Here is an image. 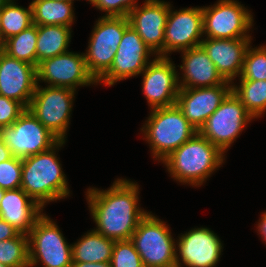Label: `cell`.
Masks as SVG:
<instances>
[{
  "mask_svg": "<svg viewBox=\"0 0 266 267\" xmlns=\"http://www.w3.org/2000/svg\"><path fill=\"white\" fill-rule=\"evenodd\" d=\"M71 27L61 25H38L36 56L40 62L68 52L71 41Z\"/></svg>",
  "mask_w": 266,
  "mask_h": 267,
  "instance_id": "23",
  "label": "cell"
},
{
  "mask_svg": "<svg viewBox=\"0 0 266 267\" xmlns=\"http://www.w3.org/2000/svg\"><path fill=\"white\" fill-rule=\"evenodd\" d=\"M76 91L38 83L28 109L60 141H66Z\"/></svg>",
  "mask_w": 266,
  "mask_h": 267,
  "instance_id": "6",
  "label": "cell"
},
{
  "mask_svg": "<svg viewBox=\"0 0 266 267\" xmlns=\"http://www.w3.org/2000/svg\"><path fill=\"white\" fill-rule=\"evenodd\" d=\"M3 138L12 155L21 159L47 151L60 141L28 108L10 126L3 127Z\"/></svg>",
  "mask_w": 266,
  "mask_h": 267,
  "instance_id": "11",
  "label": "cell"
},
{
  "mask_svg": "<svg viewBox=\"0 0 266 267\" xmlns=\"http://www.w3.org/2000/svg\"><path fill=\"white\" fill-rule=\"evenodd\" d=\"M0 267H8V266H6V265L0 263Z\"/></svg>",
  "mask_w": 266,
  "mask_h": 267,
  "instance_id": "42",
  "label": "cell"
},
{
  "mask_svg": "<svg viewBox=\"0 0 266 267\" xmlns=\"http://www.w3.org/2000/svg\"><path fill=\"white\" fill-rule=\"evenodd\" d=\"M224 153L198 132L162 163L170 176L182 184L201 186L223 164Z\"/></svg>",
  "mask_w": 266,
  "mask_h": 267,
  "instance_id": "3",
  "label": "cell"
},
{
  "mask_svg": "<svg viewBox=\"0 0 266 267\" xmlns=\"http://www.w3.org/2000/svg\"><path fill=\"white\" fill-rule=\"evenodd\" d=\"M5 191H6L5 189L0 188V203H1V200L3 199V197H4Z\"/></svg>",
  "mask_w": 266,
  "mask_h": 267,
  "instance_id": "40",
  "label": "cell"
},
{
  "mask_svg": "<svg viewBox=\"0 0 266 267\" xmlns=\"http://www.w3.org/2000/svg\"><path fill=\"white\" fill-rule=\"evenodd\" d=\"M240 80H266V45L248 47Z\"/></svg>",
  "mask_w": 266,
  "mask_h": 267,
  "instance_id": "30",
  "label": "cell"
},
{
  "mask_svg": "<svg viewBox=\"0 0 266 267\" xmlns=\"http://www.w3.org/2000/svg\"><path fill=\"white\" fill-rule=\"evenodd\" d=\"M96 22L84 56L89 73L98 81L110 69L130 24L127 17L102 16Z\"/></svg>",
  "mask_w": 266,
  "mask_h": 267,
  "instance_id": "8",
  "label": "cell"
},
{
  "mask_svg": "<svg viewBox=\"0 0 266 267\" xmlns=\"http://www.w3.org/2000/svg\"><path fill=\"white\" fill-rule=\"evenodd\" d=\"M100 9L106 12V17H127L129 12L136 8L138 3L136 0H87Z\"/></svg>",
  "mask_w": 266,
  "mask_h": 267,
  "instance_id": "33",
  "label": "cell"
},
{
  "mask_svg": "<svg viewBox=\"0 0 266 267\" xmlns=\"http://www.w3.org/2000/svg\"><path fill=\"white\" fill-rule=\"evenodd\" d=\"M147 118L141 130L153 159L161 162L198 132L177 105L151 109Z\"/></svg>",
  "mask_w": 266,
  "mask_h": 267,
  "instance_id": "4",
  "label": "cell"
},
{
  "mask_svg": "<svg viewBox=\"0 0 266 267\" xmlns=\"http://www.w3.org/2000/svg\"><path fill=\"white\" fill-rule=\"evenodd\" d=\"M177 243L176 267H215L223 250L220 238L206 227L185 232Z\"/></svg>",
  "mask_w": 266,
  "mask_h": 267,
  "instance_id": "16",
  "label": "cell"
},
{
  "mask_svg": "<svg viewBox=\"0 0 266 267\" xmlns=\"http://www.w3.org/2000/svg\"><path fill=\"white\" fill-rule=\"evenodd\" d=\"M36 85V67L10 57L0 48V95L28 108Z\"/></svg>",
  "mask_w": 266,
  "mask_h": 267,
  "instance_id": "19",
  "label": "cell"
},
{
  "mask_svg": "<svg viewBox=\"0 0 266 267\" xmlns=\"http://www.w3.org/2000/svg\"><path fill=\"white\" fill-rule=\"evenodd\" d=\"M130 241L144 267H176V244L166 222L147 213L131 235Z\"/></svg>",
  "mask_w": 266,
  "mask_h": 267,
  "instance_id": "5",
  "label": "cell"
},
{
  "mask_svg": "<svg viewBox=\"0 0 266 267\" xmlns=\"http://www.w3.org/2000/svg\"><path fill=\"white\" fill-rule=\"evenodd\" d=\"M252 119V115L231 91L198 133L225 154Z\"/></svg>",
  "mask_w": 266,
  "mask_h": 267,
  "instance_id": "9",
  "label": "cell"
},
{
  "mask_svg": "<svg viewBox=\"0 0 266 267\" xmlns=\"http://www.w3.org/2000/svg\"><path fill=\"white\" fill-rule=\"evenodd\" d=\"M20 233L16 229L8 224L4 219L0 218V241L9 240L15 238Z\"/></svg>",
  "mask_w": 266,
  "mask_h": 267,
  "instance_id": "35",
  "label": "cell"
},
{
  "mask_svg": "<svg viewBox=\"0 0 266 267\" xmlns=\"http://www.w3.org/2000/svg\"><path fill=\"white\" fill-rule=\"evenodd\" d=\"M3 139H4V138H3V127L0 126V143H3V142H4Z\"/></svg>",
  "mask_w": 266,
  "mask_h": 267,
  "instance_id": "39",
  "label": "cell"
},
{
  "mask_svg": "<svg viewBox=\"0 0 266 267\" xmlns=\"http://www.w3.org/2000/svg\"><path fill=\"white\" fill-rule=\"evenodd\" d=\"M110 263L112 267H144L130 240L115 241Z\"/></svg>",
  "mask_w": 266,
  "mask_h": 267,
  "instance_id": "31",
  "label": "cell"
},
{
  "mask_svg": "<svg viewBox=\"0 0 266 267\" xmlns=\"http://www.w3.org/2000/svg\"><path fill=\"white\" fill-rule=\"evenodd\" d=\"M202 13L206 38H252L248 33L253 26V15L240 2L219 0L211 7H202Z\"/></svg>",
  "mask_w": 266,
  "mask_h": 267,
  "instance_id": "10",
  "label": "cell"
},
{
  "mask_svg": "<svg viewBox=\"0 0 266 267\" xmlns=\"http://www.w3.org/2000/svg\"><path fill=\"white\" fill-rule=\"evenodd\" d=\"M42 211L43 208L21 188L6 190L0 203V218L24 235H29Z\"/></svg>",
  "mask_w": 266,
  "mask_h": 267,
  "instance_id": "22",
  "label": "cell"
},
{
  "mask_svg": "<svg viewBox=\"0 0 266 267\" xmlns=\"http://www.w3.org/2000/svg\"><path fill=\"white\" fill-rule=\"evenodd\" d=\"M71 267H112L110 262H72Z\"/></svg>",
  "mask_w": 266,
  "mask_h": 267,
  "instance_id": "36",
  "label": "cell"
},
{
  "mask_svg": "<svg viewBox=\"0 0 266 267\" xmlns=\"http://www.w3.org/2000/svg\"><path fill=\"white\" fill-rule=\"evenodd\" d=\"M85 53L66 52L40 62L36 68L37 83L65 87L76 91L78 86L98 84L89 73Z\"/></svg>",
  "mask_w": 266,
  "mask_h": 267,
  "instance_id": "12",
  "label": "cell"
},
{
  "mask_svg": "<svg viewBox=\"0 0 266 267\" xmlns=\"http://www.w3.org/2000/svg\"><path fill=\"white\" fill-rule=\"evenodd\" d=\"M170 3L161 0H145L129 12L127 18L149 49L158 57H164V35Z\"/></svg>",
  "mask_w": 266,
  "mask_h": 267,
  "instance_id": "17",
  "label": "cell"
},
{
  "mask_svg": "<svg viewBox=\"0 0 266 267\" xmlns=\"http://www.w3.org/2000/svg\"><path fill=\"white\" fill-rule=\"evenodd\" d=\"M181 53L183 63L180 68L184 73L182 80H178L180 88L213 87L225 82L201 45Z\"/></svg>",
  "mask_w": 266,
  "mask_h": 267,
  "instance_id": "21",
  "label": "cell"
},
{
  "mask_svg": "<svg viewBox=\"0 0 266 267\" xmlns=\"http://www.w3.org/2000/svg\"><path fill=\"white\" fill-rule=\"evenodd\" d=\"M73 1L33 0L30 3L33 24L72 27L75 19Z\"/></svg>",
  "mask_w": 266,
  "mask_h": 267,
  "instance_id": "25",
  "label": "cell"
},
{
  "mask_svg": "<svg viewBox=\"0 0 266 267\" xmlns=\"http://www.w3.org/2000/svg\"><path fill=\"white\" fill-rule=\"evenodd\" d=\"M26 109L22 103L0 95V126H10Z\"/></svg>",
  "mask_w": 266,
  "mask_h": 267,
  "instance_id": "34",
  "label": "cell"
},
{
  "mask_svg": "<svg viewBox=\"0 0 266 267\" xmlns=\"http://www.w3.org/2000/svg\"><path fill=\"white\" fill-rule=\"evenodd\" d=\"M231 86V82L225 81L213 87L180 88L176 105L190 124L199 131L231 92Z\"/></svg>",
  "mask_w": 266,
  "mask_h": 267,
  "instance_id": "18",
  "label": "cell"
},
{
  "mask_svg": "<svg viewBox=\"0 0 266 267\" xmlns=\"http://www.w3.org/2000/svg\"><path fill=\"white\" fill-rule=\"evenodd\" d=\"M115 240L106 238L95 230L84 234L72 244L73 262H110Z\"/></svg>",
  "mask_w": 266,
  "mask_h": 267,
  "instance_id": "24",
  "label": "cell"
},
{
  "mask_svg": "<svg viewBox=\"0 0 266 267\" xmlns=\"http://www.w3.org/2000/svg\"><path fill=\"white\" fill-rule=\"evenodd\" d=\"M0 263L8 267H29V238L17 237L0 241Z\"/></svg>",
  "mask_w": 266,
  "mask_h": 267,
  "instance_id": "29",
  "label": "cell"
},
{
  "mask_svg": "<svg viewBox=\"0 0 266 267\" xmlns=\"http://www.w3.org/2000/svg\"><path fill=\"white\" fill-rule=\"evenodd\" d=\"M232 83L231 91L242 102L253 118L261 117L266 111V80H239Z\"/></svg>",
  "mask_w": 266,
  "mask_h": 267,
  "instance_id": "28",
  "label": "cell"
},
{
  "mask_svg": "<svg viewBox=\"0 0 266 267\" xmlns=\"http://www.w3.org/2000/svg\"><path fill=\"white\" fill-rule=\"evenodd\" d=\"M12 157H13L12 152L7 147V145L4 142L0 143V163L3 161H6Z\"/></svg>",
  "mask_w": 266,
  "mask_h": 267,
  "instance_id": "38",
  "label": "cell"
},
{
  "mask_svg": "<svg viewBox=\"0 0 266 267\" xmlns=\"http://www.w3.org/2000/svg\"><path fill=\"white\" fill-rule=\"evenodd\" d=\"M203 35L202 7L173 11L170 4L164 35V57L171 52L200 46Z\"/></svg>",
  "mask_w": 266,
  "mask_h": 267,
  "instance_id": "15",
  "label": "cell"
},
{
  "mask_svg": "<svg viewBox=\"0 0 266 267\" xmlns=\"http://www.w3.org/2000/svg\"><path fill=\"white\" fill-rule=\"evenodd\" d=\"M139 185L116 179L108 190L89 188L86 193L94 230L115 241L130 240L141 219L148 213L139 207Z\"/></svg>",
  "mask_w": 266,
  "mask_h": 267,
  "instance_id": "1",
  "label": "cell"
},
{
  "mask_svg": "<svg viewBox=\"0 0 266 267\" xmlns=\"http://www.w3.org/2000/svg\"><path fill=\"white\" fill-rule=\"evenodd\" d=\"M65 144L59 141L47 151L22 159L21 189L40 207L69 196L68 181L56 155Z\"/></svg>",
  "mask_w": 266,
  "mask_h": 267,
  "instance_id": "2",
  "label": "cell"
},
{
  "mask_svg": "<svg viewBox=\"0 0 266 267\" xmlns=\"http://www.w3.org/2000/svg\"><path fill=\"white\" fill-rule=\"evenodd\" d=\"M250 44L251 38H206L201 42V46L215 64L218 73L225 81L231 83L242 73L245 54Z\"/></svg>",
  "mask_w": 266,
  "mask_h": 267,
  "instance_id": "20",
  "label": "cell"
},
{
  "mask_svg": "<svg viewBox=\"0 0 266 267\" xmlns=\"http://www.w3.org/2000/svg\"><path fill=\"white\" fill-rule=\"evenodd\" d=\"M15 0H9L1 9L0 18V45L9 37L33 25L32 7L16 5Z\"/></svg>",
  "mask_w": 266,
  "mask_h": 267,
  "instance_id": "26",
  "label": "cell"
},
{
  "mask_svg": "<svg viewBox=\"0 0 266 267\" xmlns=\"http://www.w3.org/2000/svg\"><path fill=\"white\" fill-rule=\"evenodd\" d=\"M153 54L138 33L129 26L124 31L110 69L97 83L113 86L117 81L141 74Z\"/></svg>",
  "mask_w": 266,
  "mask_h": 267,
  "instance_id": "13",
  "label": "cell"
},
{
  "mask_svg": "<svg viewBox=\"0 0 266 267\" xmlns=\"http://www.w3.org/2000/svg\"><path fill=\"white\" fill-rule=\"evenodd\" d=\"M22 159L12 157L0 163V188L15 190L21 188Z\"/></svg>",
  "mask_w": 266,
  "mask_h": 267,
  "instance_id": "32",
  "label": "cell"
},
{
  "mask_svg": "<svg viewBox=\"0 0 266 267\" xmlns=\"http://www.w3.org/2000/svg\"><path fill=\"white\" fill-rule=\"evenodd\" d=\"M37 25L33 24L19 34L9 37L0 48L10 57L27 62L37 68Z\"/></svg>",
  "mask_w": 266,
  "mask_h": 267,
  "instance_id": "27",
  "label": "cell"
},
{
  "mask_svg": "<svg viewBox=\"0 0 266 267\" xmlns=\"http://www.w3.org/2000/svg\"><path fill=\"white\" fill-rule=\"evenodd\" d=\"M9 0H0V10L5 6Z\"/></svg>",
  "mask_w": 266,
  "mask_h": 267,
  "instance_id": "41",
  "label": "cell"
},
{
  "mask_svg": "<svg viewBox=\"0 0 266 267\" xmlns=\"http://www.w3.org/2000/svg\"><path fill=\"white\" fill-rule=\"evenodd\" d=\"M142 71V91L150 109L176 105L180 79L170 57L155 56Z\"/></svg>",
  "mask_w": 266,
  "mask_h": 267,
  "instance_id": "14",
  "label": "cell"
},
{
  "mask_svg": "<svg viewBox=\"0 0 266 267\" xmlns=\"http://www.w3.org/2000/svg\"><path fill=\"white\" fill-rule=\"evenodd\" d=\"M53 1H57V2H59V1H68V0H53Z\"/></svg>",
  "mask_w": 266,
  "mask_h": 267,
  "instance_id": "43",
  "label": "cell"
},
{
  "mask_svg": "<svg viewBox=\"0 0 266 267\" xmlns=\"http://www.w3.org/2000/svg\"><path fill=\"white\" fill-rule=\"evenodd\" d=\"M256 228L258 229L257 231L262 237V240H264L266 243V212L262 213L258 226Z\"/></svg>",
  "mask_w": 266,
  "mask_h": 267,
  "instance_id": "37",
  "label": "cell"
},
{
  "mask_svg": "<svg viewBox=\"0 0 266 267\" xmlns=\"http://www.w3.org/2000/svg\"><path fill=\"white\" fill-rule=\"evenodd\" d=\"M29 267H71L72 245H68L58 225L44 213L36 220L29 235Z\"/></svg>",
  "mask_w": 266,
  "mask_h": 267,
  "instance_id": "7",
  "label": "cell"
}]
</instances>
